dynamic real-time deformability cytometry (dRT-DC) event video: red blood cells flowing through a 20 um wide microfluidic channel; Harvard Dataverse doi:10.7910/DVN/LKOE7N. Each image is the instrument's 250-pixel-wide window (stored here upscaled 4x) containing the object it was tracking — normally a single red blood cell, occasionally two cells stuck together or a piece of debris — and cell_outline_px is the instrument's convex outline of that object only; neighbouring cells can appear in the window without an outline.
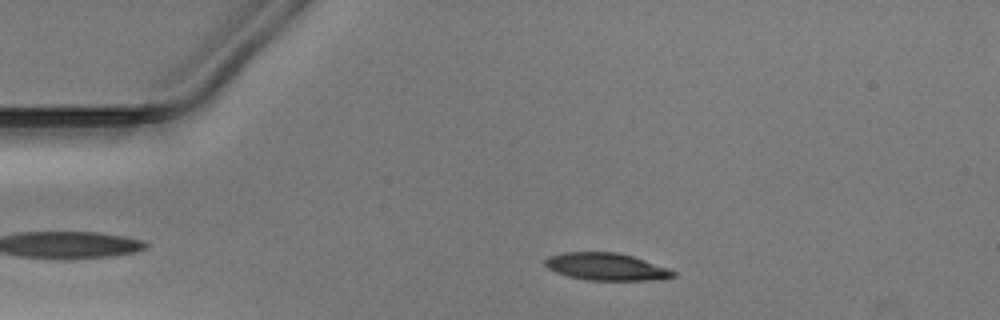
{"species": "Egyptian fruit bat (a non-hibernating species)", "species_latin": "Rousettus aegyptiacus", "temperature_condition": "warm", "stored_images_in_passage": 40, "camera_frame_rate_fps": 3000, "um_per_image_px": 0.085, "animal": {"sex": "male"}, "frame": {"image": 1, "passage_image": 9, "time_ms": 2.667, "image_size_px": [1000, 320], "cell_outline_px": [[676, 276], [644, 280], [588, 280], [568, 276], [556, 272], [548, 268], [544, 264], [544, 260], [548, 256], [564, 252], [616, 252], [632, 256], [668, 268], [676, 272]], "centroid_in_image_um": [51.48, 22.66], "position_along_channel_um": 33.5, "area_um2": 20.17}}
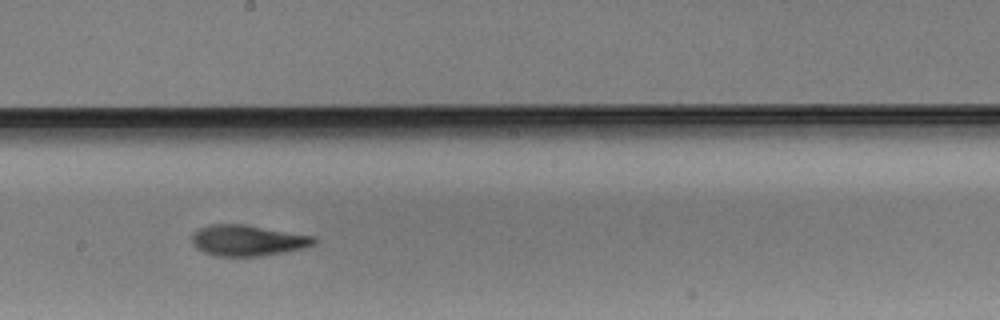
{"frame": {"image": 2, "passage_image": 27, "time_ms": 8.667, "image_size_px": [1000, 320], "cell_outline_px": [[320, 240], [316, 244], [304, 248], [284, 252], [260, 256], [216, 256], [204, 252], [196, 248], [192, 244], [192, 232], [208, 224], [244, 224], [316, 236]], "centroid_in_image_um": [21.08, 20.43], "position_along_channel_um": 227.1, "area_um2": 22.31}}
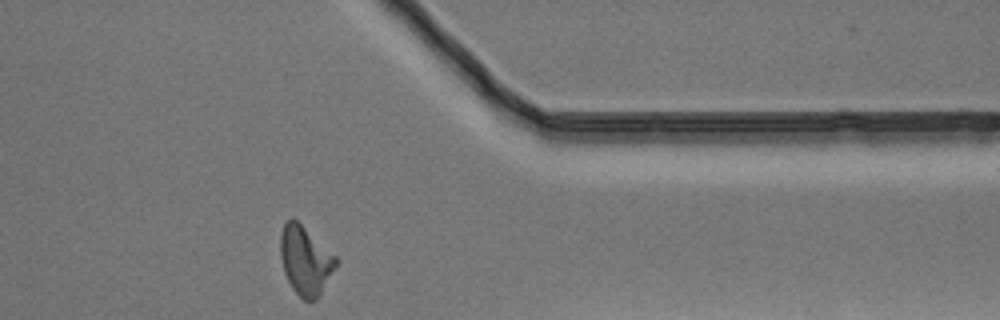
{"frame": {"image": 3, "passage_image": 40, "time_ms": 13.0, "image_size_px": [1000, 320], "cell_outline_px": [[340, 260], [316, 300], [304, 300], [292, 288], [284, 272], [280, 256], [280, 232], [284, 224], [292, 216], [336, 256]], "centroid_in_image_um": [25.95, 22.12], "position_along_channel_um": 385.5, "area_um2": 22.08}}